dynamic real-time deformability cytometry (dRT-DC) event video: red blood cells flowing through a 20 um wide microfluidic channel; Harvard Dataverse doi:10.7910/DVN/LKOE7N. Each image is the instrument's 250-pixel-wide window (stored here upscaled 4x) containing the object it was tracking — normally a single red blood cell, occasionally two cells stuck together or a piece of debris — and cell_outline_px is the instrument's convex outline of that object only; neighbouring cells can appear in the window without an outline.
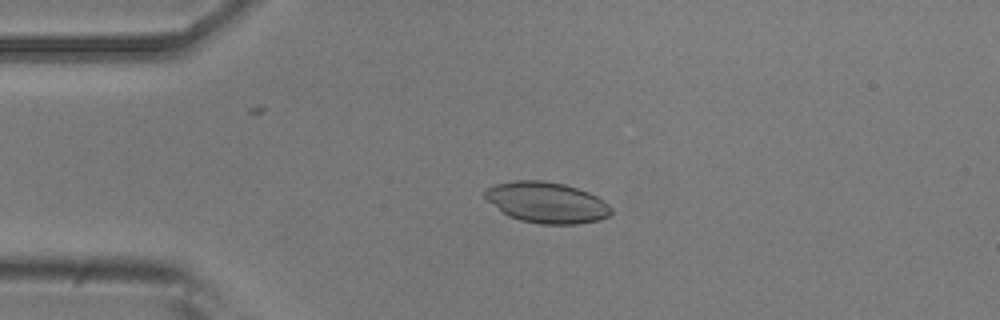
{"species": "common noctule bat (a hibernating species)", "species_latin": "Nyctalus noctula", "temperature_condition": "room temperature", "stored_images_in_passage": 53, "camera_frame_rate_fps": 3000, "um_per_image_px": 0.085, "animal": {"sex": "male", "body_mass_g": 20.5, "forearm_length_mm": 52.5}, "frame": {"image": 1, "passage_image": 12, "time_ms": 3.667, "image_size_px": [1000, 320], "cell_outline_px": [[612, 212], [608, 216], [600, 220], [576, 224], [540, 224], [520, 220], [508, 216], [488, 200], [484, 196], [484, 192], [488, 188], [496, 184], [512, 180], [544, 180], [564, 184], [588, 192], [604, 200], [612, 208]], "centroid_in_image_um": [46.49, 17.21], "position_along_channel_um": 38.5, "area_um2": 30.06}}
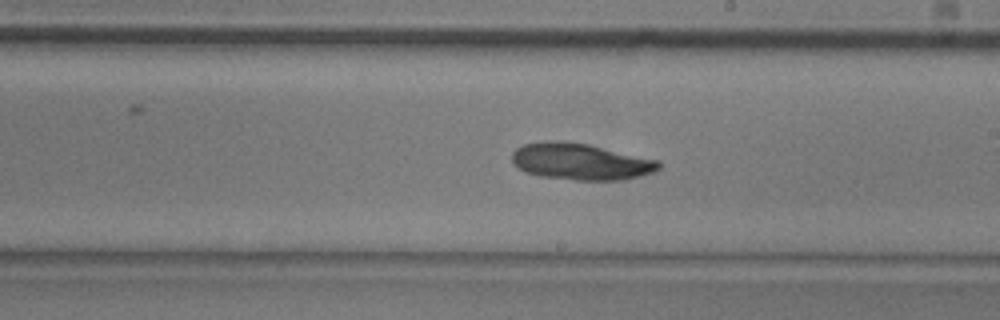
{"frame": {"image": 2, "passage_image": 30, "time_ms": 9.667, "image_size_px": [1000, 320], "cell_outline_px": [[660, 168], [652, 172], [624, 180], [576, 180], [540, 176], [524, 172], [512, 164], [512, 152], [516, 148], [524, 144], [588, 144], [660, 160]], "centroid_in_image_um": [49.4, 13.79], "position_along_channel_um": 239.6, "area_um2": 30.4}}
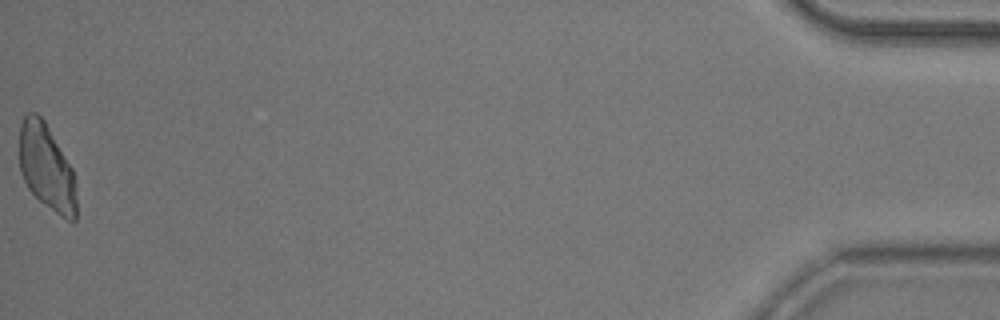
{"frame": {"image": 3, "passage_image": 53, "time_ms": 17.333, "image_size_px": [1000, 320], "cell_outline_px": [[76, 220], [72, 224], [60, 216], [40, 200], [28, 188], [20, 172], [20, 124], [24, 116], [28, 112], [36, 112], [44, 120], [72, 168], [76, 184]], "centroid_in_image_um": [3.97, 14.24], "position_along_channel_um": 431.2, "area_um2": 28.61}}